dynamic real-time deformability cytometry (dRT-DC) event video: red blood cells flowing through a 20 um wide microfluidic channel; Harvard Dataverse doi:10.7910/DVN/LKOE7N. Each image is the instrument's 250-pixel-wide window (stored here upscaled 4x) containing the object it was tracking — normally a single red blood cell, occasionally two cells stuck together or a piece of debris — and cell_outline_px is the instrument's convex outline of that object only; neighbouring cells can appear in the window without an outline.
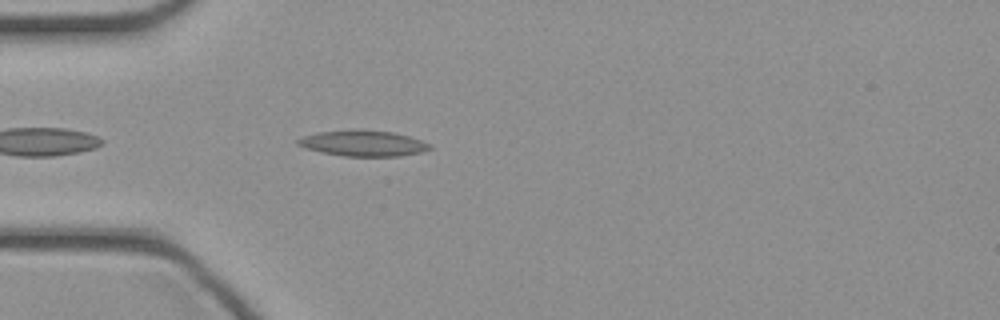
{"species": "common noctule bat (a hibernating species)", "species_latin": "Nyctalus noctula", "temperature_condition": "cold", "stored_images_in_passage": 36, "camera_frame_rate_fps": 3000, "um_per_image_px": 0.085, "animal": {"sex": "female", "body_mass_g": 21.9}, "frame": {"image": 1, "passage_image": 4, "time_ms": 1.0, "image_size_px": [1000, 320], "cell_outline_px": [[432, 148], [420, 152], [400, 156], [344, 156], [304, 148], [296, 144], [296, 140], [304, 136], [316, 132], [352, 128], [392, 132], [408, 136], [432, 144]], "centroid_in_image_um": [30.83, 12.16], "position_along_channel_um": 54.2, "area_um2": 20.0}}
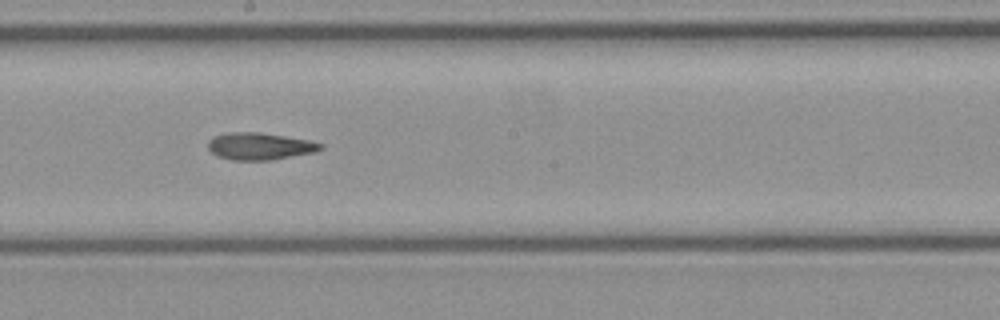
{"frame": {"image": 2, "passage_image": 16, "time_ms": 5.0, "image_size_px": [1000, 320], "cell_outline_px": [[324, 148], [316, 152], [268, 160], [232, 160], [216, 156], [208, 148], [208, 140], [212, 136], [224, 132], [260, 132], [308, 140], [324, 144]], "centroid_in_image_um": [22.05, 12.42], "position_along_channel_um": 226.2, "area_um2": 17.92}}
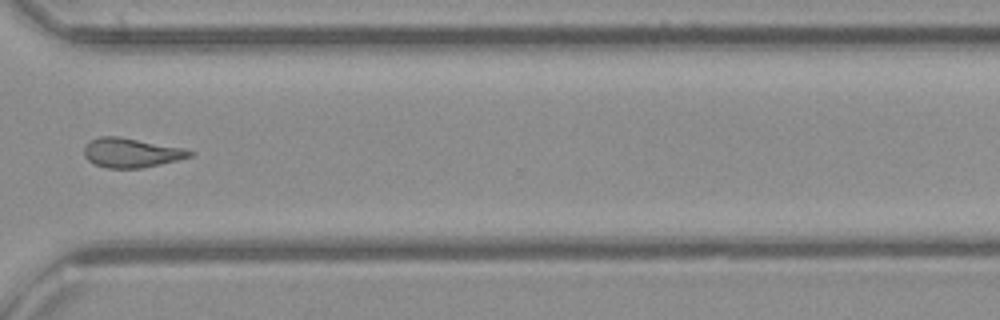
{"frame": {"image": 3, "passage_image": 25, "time_ms": 8.0, "image_size_px": [1000, 320], "cell_outline_px": [[196, 152], [192, 156], [160, 164], [140, 168], [108, 168], [92, 164], [84, 156], [84, 148], [92, 140], [100, 136], [120, 136], [184, 148]], "centroid_in_image_um": [11.16, 12.98], "position_along_channel_um": 359.4, "area_um2": 18.09}}